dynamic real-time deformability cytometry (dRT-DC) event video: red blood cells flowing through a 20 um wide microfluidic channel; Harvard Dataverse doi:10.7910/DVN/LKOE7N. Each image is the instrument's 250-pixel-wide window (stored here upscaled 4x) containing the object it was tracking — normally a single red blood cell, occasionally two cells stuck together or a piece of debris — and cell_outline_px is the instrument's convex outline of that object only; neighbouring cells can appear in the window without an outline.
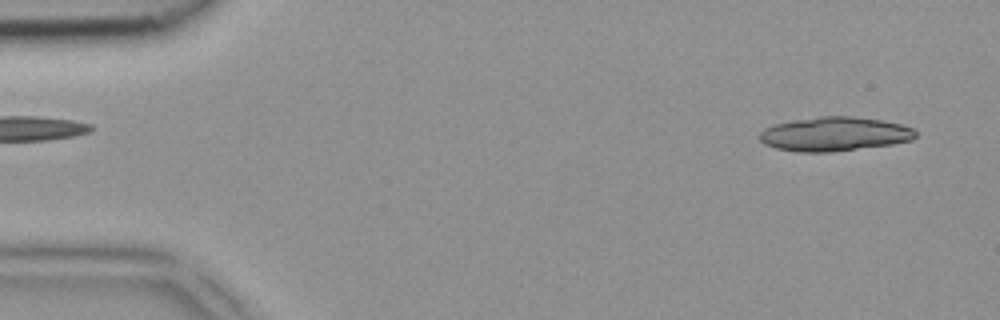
{"species": "common noctule bat (a hibernating species)", "species_latin": "Nyctalus noctula", "temperature_condition": "room temperature", "stored_images_in_passage": 14, "camera_frame_rate_fps": 3000, "um_per_image_px": 0.085, "animal": {"sex": "female", "body_mass_g": 18.4}, "frame": {"image": 1, "passage_image": 2, "time_ms": 0.333, "image_size_px": [1000, 320], "cell_outline_px": [[916, 136], [912, 140], [892, 144], [828, 152], [796, 152], [776, 148], [764, 144], [760, 140], [760, 132], [764, 128], [772, 124], [792, 120], [820, 116], [852, 116], [880, 120], [904, 124], [912, 128], [916, 132]], "centroid_in_image_um": [70.91, 11.38], "position_along_channel_um": 14.1, "area_um2": 31.1}}